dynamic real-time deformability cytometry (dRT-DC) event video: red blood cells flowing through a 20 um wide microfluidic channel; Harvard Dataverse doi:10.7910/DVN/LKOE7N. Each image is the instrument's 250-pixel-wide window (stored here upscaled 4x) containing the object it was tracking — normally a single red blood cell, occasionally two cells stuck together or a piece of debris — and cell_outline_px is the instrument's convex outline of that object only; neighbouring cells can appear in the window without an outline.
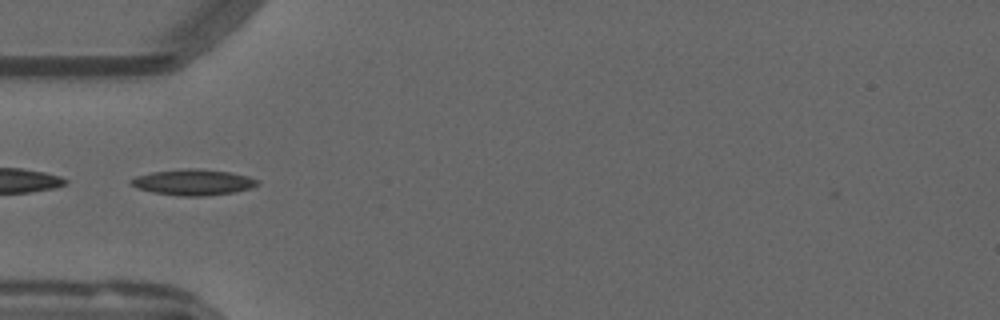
{"species": "common noctule bat (a hibernating species)", "species_latin": "Nyctalus noctula", "temperature_condition": "warm", "stored_images_in_passage": 42, "camera_frame_rate_fps": 3000, "um_per_image_px": 0.085, "animal": {"sex": "male", "forearm_length_mm": 52.5}, "frame": {"image": 1, "passage_image": 5, "time_ms": 1.333, "image_size_px": [1000, 320], "cell_outline_px": [[260, 184], [252, 188], [232, 192], [200, 196], [180, 196], [152, 192], [136, 188], [128, 180], [136, 176], [152, 172], [180, 168], [200, 168], [232, 172], [248, 176], [260, 180]], "centroid_in_image_um": [16.44, 15.47], "position_along_channel_um": 68.6, "area_um2": 19.31}}
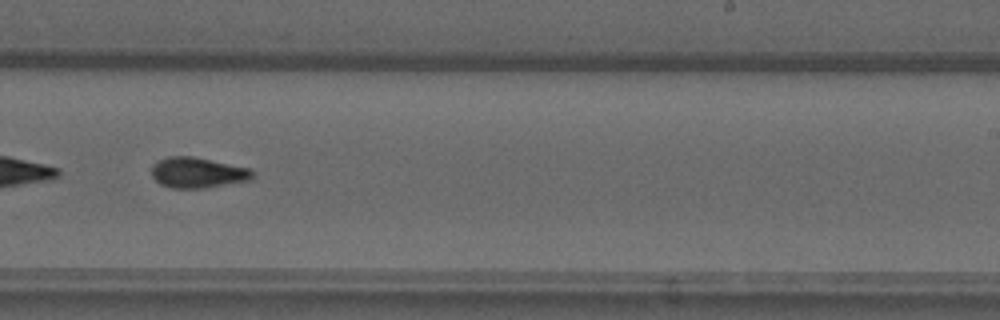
{"frame": {"image": 2, "passage_image": 21, "time_ms": 6.667, "image_size_px": [1000, 320], "cell_outline_px": [[256, 176], [252, 180], [204, 188], [172, 188], [160, 184], [152, 176], [152, 164], [168, 156], [192, 156], [248, 168], [256, 172]], "centroid_in_image_um": [16.83, 14.68], "position_along_channel_um": 272.2, "area_um2": 18.03}}
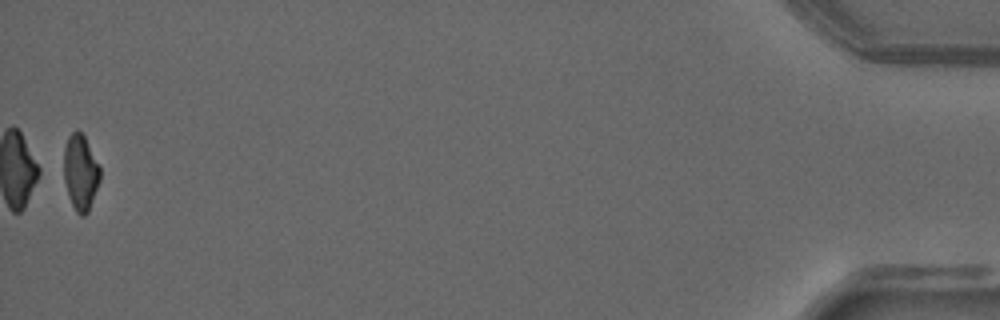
{"frame": {"image": 3, "passage_image": 41, "time_ms": 13.333, "image_size_px": [1000, 320], "cell_outline_px": [[100, 180], [88, 212], [84, 216], [80, 216], [76, 212], [68, 196], [64, 180], [64, 148], [68, 136], [76, 128], [84, 136], [100, 164]], "centroid_in_image_um": [6.85, 14.64], "position_along_channel_um": 428.4, "area_um2": 16.13}, "authors_computed_cell_mechanics": {"area_um2": 17.2822, "velocity_mm_per_s": 3.8229, "shape_relaxation_time_tau1_ms": 7.5406, "shape_relaxation_time_tau2_ms": 3.5887, "deformation_change_tau1": 0.2202, "deformation_change_tau2": 0.0851}}